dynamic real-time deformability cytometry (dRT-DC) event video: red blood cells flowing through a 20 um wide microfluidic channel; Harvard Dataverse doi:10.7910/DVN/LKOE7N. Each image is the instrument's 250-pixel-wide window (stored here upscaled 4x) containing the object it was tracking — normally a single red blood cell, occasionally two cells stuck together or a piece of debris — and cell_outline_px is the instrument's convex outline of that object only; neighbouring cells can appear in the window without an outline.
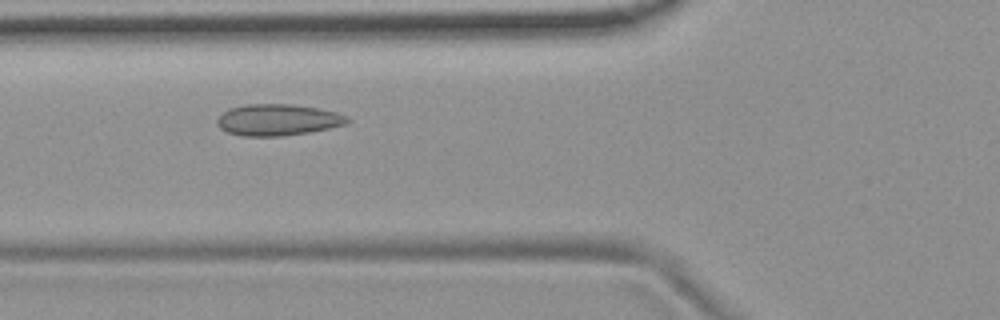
{"species": "common noctule bat (a hibernating species)", "species_latin": "Nyctalus noctula", "temperature_condition": "room temperature", "stored_images_in_passage": 48, "camera_frame_rate_fps": 3000, "um_per_image_px": 0.085, "animal": {"sex": "female", "body_mass_g": 19.9}, "frame": {"image": 1, "passage_image": 14, "time_ms": 4.333, "image_size_px": [1000, 320], "cell_outline_px": [[352, 120], [348, 124], [308, 132], [280, 136], [240, 136], [228, 132], [220, 128], [216, 124], [216, 120], [228, 108], [244, 104], [292, 104], [320, 108], [336, 112], [348, 116]], "centroid_in_image_um": [23.62, 10.18], "position_along_channel_um": 102.2, "area_um2": 24.04}}
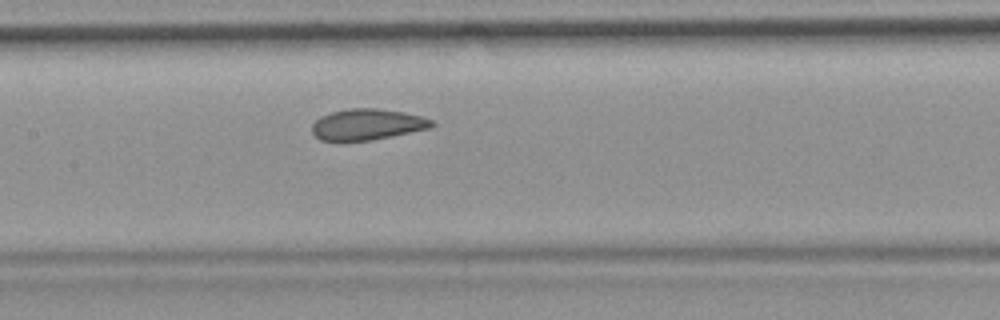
{"frame": {"image": 2, "passage_image": 20, "time_ms": 6.333, "image_size_px": [1000, 320], "cell_outline_px": [[436, 124], [432, 128], [372, 140], [320, 140], [312, 132], [312, 124], [320, 116], [332, 112], [348, 108], [376, 108], [404, 112], [420, 116], [432, 120]], "centroid_in_image_um": [31.24, 10.57], "position_along_channel_um": 176.2, "area_um2": 21.62}}
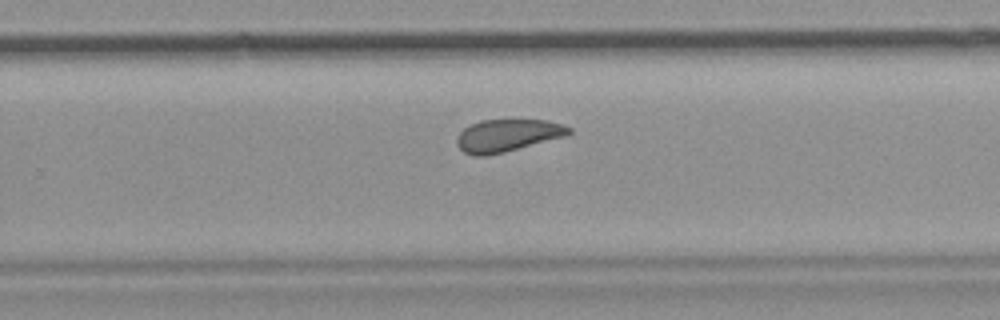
{"frame": {"image": 3, "passage_image": 29, "time_ms": 9.333, "image_size_px": [1000, 320], "cell_outline_px": [[572, 132], [564, 136], [504, 152], [484, 156], [472, 156], [464, 152], [456, 144], [456, 136], [464, 128], [480, 120], [548, 120], [564, 124], [572, 128]], "centroid_in_image_um": [43.11, 11.51], "position_along_channel_um": 286.7, "area_um2": 21.1}, "authors_computed_cell_mechanics": {"area_um2": 22.5131, "velocity_mm_per_s": 3.7032, "shape_relaxation_time_tau1_ms": null, "shape_relaxation_time_tau2_ms": 4.5062, "deformation_change_tau1": null, "deformation_change_tau2": 0.0843}}